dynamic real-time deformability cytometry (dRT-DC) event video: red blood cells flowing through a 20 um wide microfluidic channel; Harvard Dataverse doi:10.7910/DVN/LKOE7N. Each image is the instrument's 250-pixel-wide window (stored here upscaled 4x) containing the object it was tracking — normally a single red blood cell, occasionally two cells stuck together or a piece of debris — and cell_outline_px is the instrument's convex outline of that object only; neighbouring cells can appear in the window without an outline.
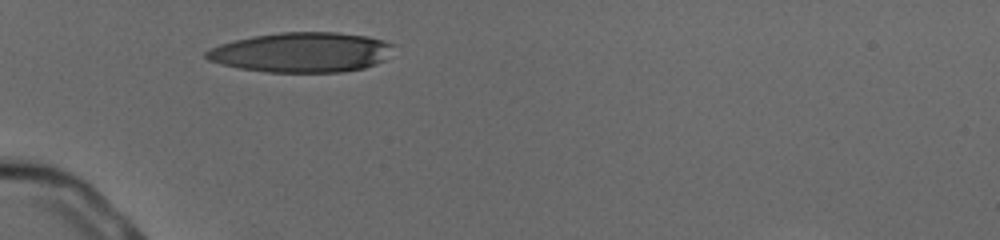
{"species": "human", "species_latin": "Homo sapiens", "temperature_condition": "cold", "stored_images_in_passage": 26, "camera_frame_rate_fps": 3000, "um_per_image_px": 0.085, "donor": {"sex": "male"}, "frame": {"image": 1, "passage_image": 1, "time_ms": 0.0, "image_size_px": [1000, 240], "cell_outline_px": [[396, 44], [384, 60], [376, 64], [364, 68], [340, 72], [268, 72], [240, 68], [208, 60], [204, 56], [204, 52], [208, 48], [220, 44], [252, 36], [280, 32], [336, 32], [368, 36], [384, 40]], "centroid_in_image_um": [25.65, 4.44], "position_along_channel_um": 59.3, "area_um2": 43.64}}
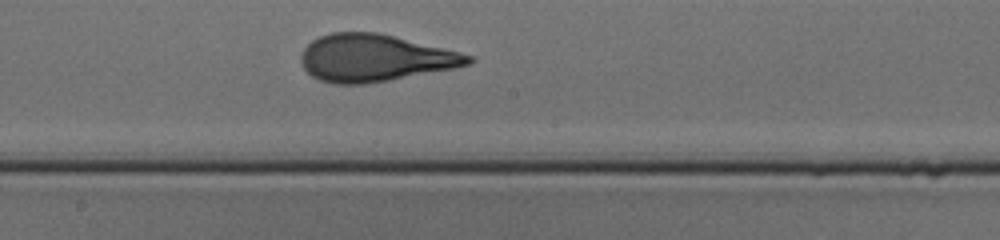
{"frame": {"image": 2, "passage_image": 14, "time_ms": 4.333, "image_size_px": [1000, 240], "cell_outline_px": [[476, 60], [468, 64], [452, 68], [388, 80], [364, 84], [336, 84], [320, 80], [312, 76], [304, 68], [300, 60], [300, 56], [304, 48], [312, 40], [320, 36], [332, 32], [376, 32], [460, 52], [472, 56]], "centroid_in_image_um": [31.81, 4.92], "position_along_channel_um": 216.4, "area_um2": 45.43}}
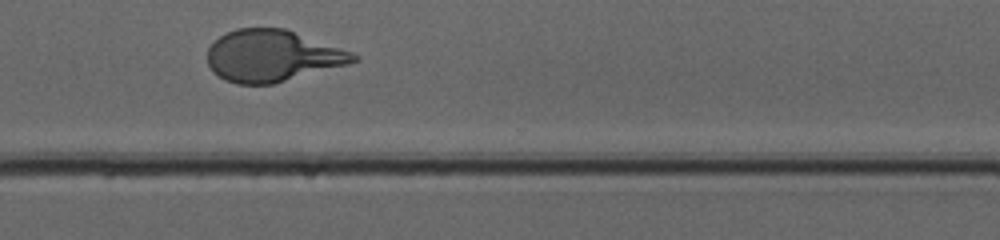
{"frame": {"image": 3, "passage_image": 24, "time_ms": 7.667, "image_size_px": [1000, 240], "cell_outline_px": [[360, 60], [348, 64], [272, 84], [236, 84], [224, 80], [212, 72], [208, 64], [208, 48], [220, 36], [236, 28], [284, 28], [352, 52], [360, 56]], "centroid_in_image_um": [23.13, 4.75], "position_along_channel_um": 347.5, "area_um2": 43.7}, "authors_computed_cell_mechanics": {"area_um2": 45.0551, "velocity_mm_per_s": 3.9282, "shape_relaxation_time_tau1_ms": 4.2962, "shape_relaxation_time_tau2_ms": 0.8156, "deformation_change_tau1": 0.2435, "deformation_change_tau2": 0.0947}}